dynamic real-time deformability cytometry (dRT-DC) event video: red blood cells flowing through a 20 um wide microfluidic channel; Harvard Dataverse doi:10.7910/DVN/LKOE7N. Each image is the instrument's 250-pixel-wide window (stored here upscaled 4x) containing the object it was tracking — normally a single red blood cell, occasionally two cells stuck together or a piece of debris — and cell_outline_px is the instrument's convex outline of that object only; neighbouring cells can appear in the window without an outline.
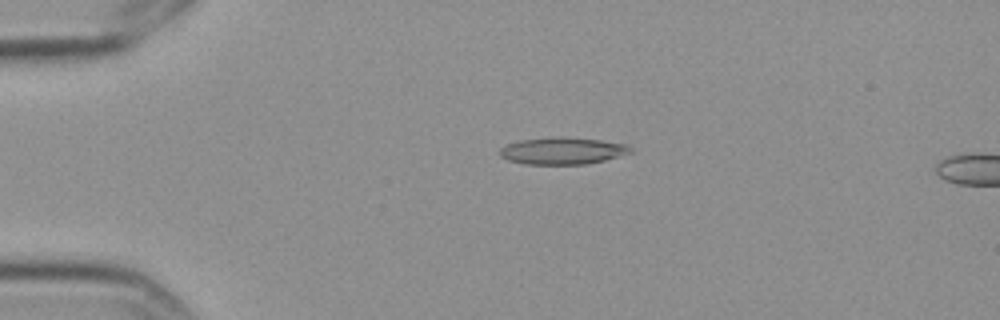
{"species": "Egyptian fruit bat (a non-hibernating species)", "species_latin": "Rousettus aegyptiacus", "temperature_condition": "cold", "stored_images_in_passage": 6, "segment_of_instrument_passage": [1, 2], "camera_frame_rate_fps": 3000, "um_per_image_px": 0.085, "frame": {"image": 1, "passage_image": 4, "time_ms": 1.0, "image_size_px": [1000, 320], "cell_outline_px": [[636, 152], [588, 164], [524, 164], [508, 160], [500, 156], [500, 148], [508, 144], [520, 140], [560, 136], [600, 140], [624, 144], [632, 148]], "centroid_in_image_um": [47.84, 12.82], "position_along_channel_um": 37.2, "area_um2": 20.58}}